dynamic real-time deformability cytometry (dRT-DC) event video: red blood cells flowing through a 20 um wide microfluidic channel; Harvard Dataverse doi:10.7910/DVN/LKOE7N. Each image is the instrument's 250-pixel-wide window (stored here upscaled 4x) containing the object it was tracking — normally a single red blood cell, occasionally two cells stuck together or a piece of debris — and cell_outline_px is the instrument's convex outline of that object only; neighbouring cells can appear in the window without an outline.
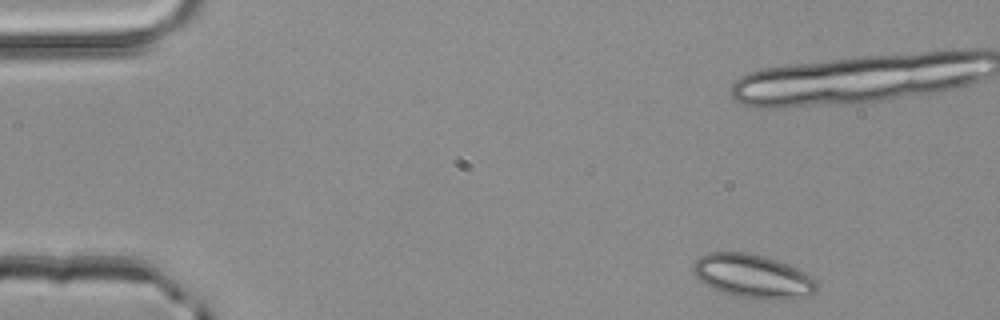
{"species": "common noctule bat (a hibernating species)", "species_latin": "Nyctalus noctula", "temperature_condition": "room temperature", "stored_images_in_passage": 3, "camera_frame_rate_fps": 3000, "um_per_image_px": 0.085, "animal": {"sex": "male", "body_mass_g": 20.4}, "frame": {"image": 1, "passage_image": 1, "time_ms": 0.0, "image_size_px": [1000, 320], "cell_outline_px": [[816, 288], [808, 296], [784, 300], [760, 300], [732, 296], [712, 288], [700, 280], [692, 272], [692, 264], [700, 256], [708, 252], [748, 252], [764, 256], [788, 264], [812, 276], [816, 280]], "centroid_in_image_um": [63.97, 23.49], "position_along_channel_um": 21.0, "area_um2": 31.79}}